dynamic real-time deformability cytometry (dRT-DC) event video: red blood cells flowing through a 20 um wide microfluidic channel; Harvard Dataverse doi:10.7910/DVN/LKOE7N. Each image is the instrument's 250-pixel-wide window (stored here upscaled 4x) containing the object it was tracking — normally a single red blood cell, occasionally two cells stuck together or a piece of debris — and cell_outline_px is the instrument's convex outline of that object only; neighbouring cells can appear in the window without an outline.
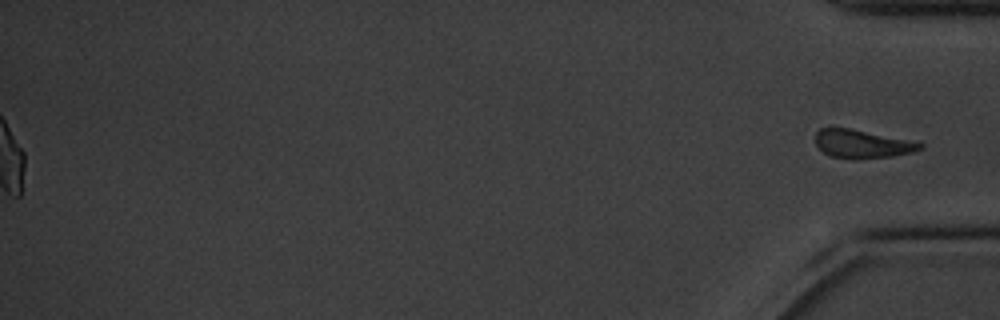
{"species": "common noctule bat (a hibernating species)", "species_latin": "Nyctalus noctula", "temperature_condition": "cold", "stored_images_in_passage": 59, "segment_of_instrument_passage": [2, 2], "camera_frame_rate_fps": 3000, "um_per_image_px": 0.085, "animal": {"sex": "male", "body_mass_g": 20.1, "forearm_length_mm": 53.5}, "frame": {"image": 1, "passage_image": 59, "time_ms": 19.333, "image_size_px": [1000, 320], "cell_outline_px": [[924, 148], [912, 152], [892, 156], [856, 160], [852, 160], [828, 156], [816, 144], [816, 132], [820, 128], [852, 128], [924, 144]], "centroid_in_image_um": [73.25, 12.25], "position_along_channel_um": 362.0, "area_um2": 17.28}}